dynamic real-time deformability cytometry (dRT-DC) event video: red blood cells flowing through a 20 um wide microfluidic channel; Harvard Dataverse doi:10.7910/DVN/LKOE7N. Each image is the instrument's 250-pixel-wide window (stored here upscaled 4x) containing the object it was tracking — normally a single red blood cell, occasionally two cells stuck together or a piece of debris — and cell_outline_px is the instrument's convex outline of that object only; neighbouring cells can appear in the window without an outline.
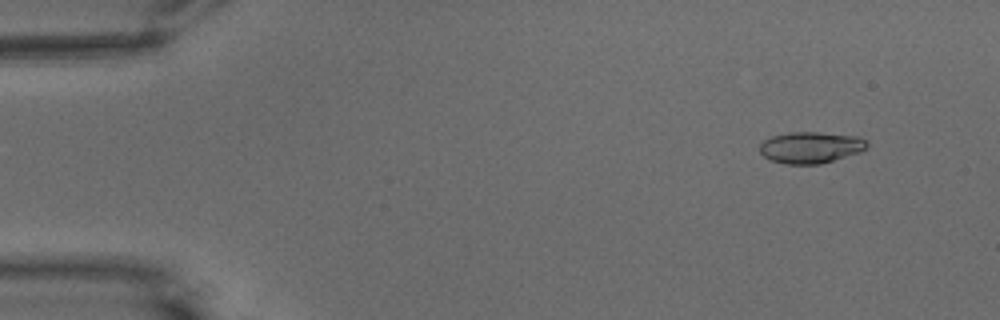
{"species": "common noctule bat (a hibernating species)", "species_latin": "Nyctalus noctula", "temperature_condition": "warm", "stored_images_in_passage": 12, "camera_frame_rate_fps": 3000, "um_per_image_px": 0.085, "animal": {"sex": "male", "body_mass_g": 15.6}, "frame": {"image": 1, "passage_image": 1, "time_ms": 0.0, "image_size_px": [1000, 320], "cell_outline_px": [[868, 144], [860, 152], [820, 164], [784, 164], [772, 160], [764, 156], [760, 152], [760, 144], [764, 140], [772, 136], [788, 132], [816, 132], [860, 136]], "centroid_in_image_um": [68.89, 12.53], "position_along_channel_um": 16.1, "area_um2": 19.54}}
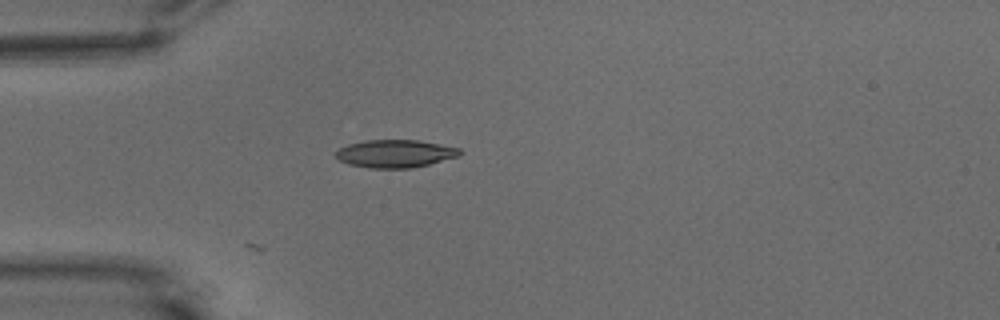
{"frame": {"image": 2, "passage_image": 12, "time_ms": 3.667, "image_size_px": [1000, 320], "cell_outline_px": [[464, 152], [460, 156], [412, 168], [368, 168], [348, 164], [340, 160], [336, 156], [336, 152], [340, 148], [348, 144], [364, 140], [420, 140], [460, 148]], "centroid_in_image_um": [33.62, 13.05], "position_along_channel_um": 51.4, "area_um2": 20.17}}